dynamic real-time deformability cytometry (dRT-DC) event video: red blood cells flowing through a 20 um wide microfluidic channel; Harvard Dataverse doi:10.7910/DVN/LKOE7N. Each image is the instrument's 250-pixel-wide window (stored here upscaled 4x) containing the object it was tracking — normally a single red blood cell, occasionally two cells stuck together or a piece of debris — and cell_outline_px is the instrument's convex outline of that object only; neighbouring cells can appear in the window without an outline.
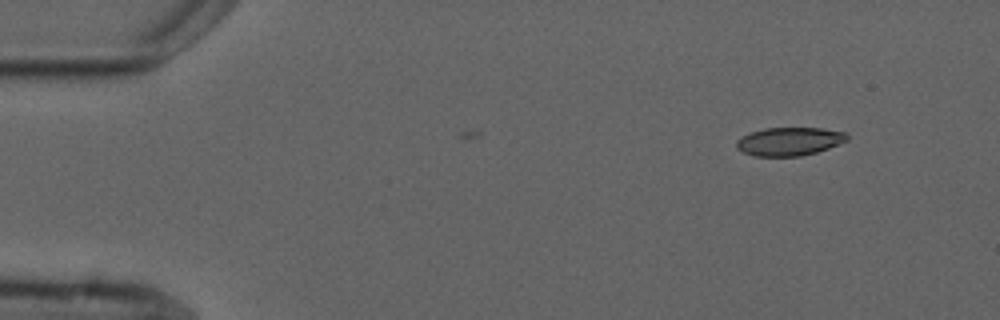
{"species": "common noctule bat (a hibernating species)", "species_latin": "Nyctalus noctula", "temperature_condition": "cold", "stored_images_in_passage": 2, "segment_of_instrument_passage": [2, 2], "camera_frame_rate_fps": 3000, "um_per_image_px": 0.085, "animal": {"sex": "male", "forearm_length_mm": 52.5}, "frame": {"image": 1, "passage_image": 2, "time_ms": 2.0, "image_size_px": [1000, 320], "cell_outline_px": [[848, 140], [828, 148], [816, 152], [800, 156], [752, 156], [736, 148], [736, 140], [752, 132], [764, 128], [820, 128], [848, 132]], "centroid_in_image_um": [67.11, 12.02], "position_along_channel_um": 17.9, "area_um2": 18.21}}